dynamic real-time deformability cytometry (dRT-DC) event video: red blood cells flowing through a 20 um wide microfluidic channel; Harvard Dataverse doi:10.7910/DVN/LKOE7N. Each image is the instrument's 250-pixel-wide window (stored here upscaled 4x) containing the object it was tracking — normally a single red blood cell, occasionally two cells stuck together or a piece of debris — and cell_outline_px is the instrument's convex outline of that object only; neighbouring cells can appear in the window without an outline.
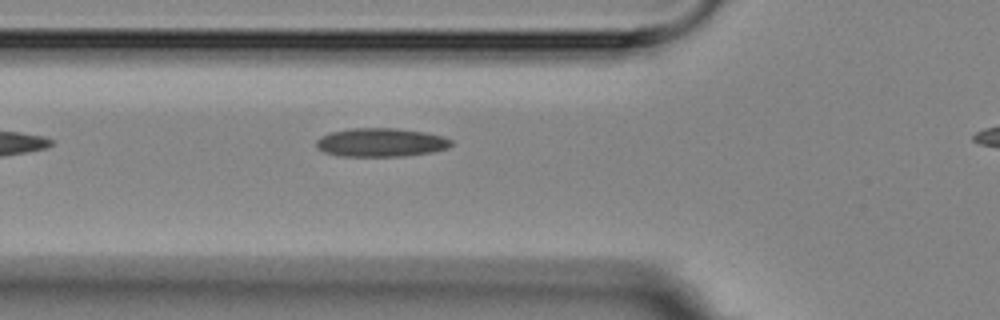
{"species": "Egyptian fruit bat (a non-hibernating species)", "species_latin": "Rousettus aegyptiacus", "temperature_condition": "room temperature", "stored_images_in_passage": 3, "segment_of_instrument_passage": [1, 2], "camera_frame_rate_fps": 3000, "um_per_image_px": 0.085, "animal": {"sex": "female"}, "frame": {"image": 1, "passage_image": 2, "time_ms": 1.0, "image_size_px": [1000, 320], "cell_outline_px": [[452, 144], [448, 148], [432, 152], [404, 156], [340, 156], [324, 152], [316, 144], [316, 140], [320, 136], [328, 132], [348, 128], [396, 128], [424, 132], [444, 136], [452, 140]], "centroid_in_image_um": [32.37, 12.1], "position_along_channel_um": 93.4, "area_um2": 22.66}}